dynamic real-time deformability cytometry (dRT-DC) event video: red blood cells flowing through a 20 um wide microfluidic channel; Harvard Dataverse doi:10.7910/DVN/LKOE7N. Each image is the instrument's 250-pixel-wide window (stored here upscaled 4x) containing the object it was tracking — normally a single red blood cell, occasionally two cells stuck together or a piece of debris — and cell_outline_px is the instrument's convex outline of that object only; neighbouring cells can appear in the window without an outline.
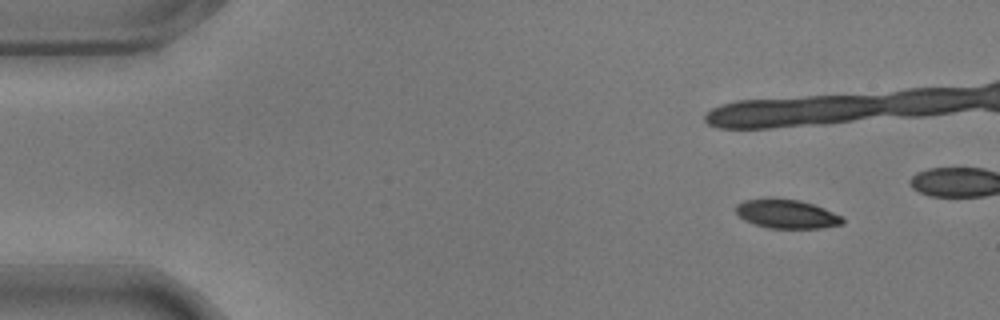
{"species": "common noctule bat (a hibernating species)", "species_latin": "Nyctalus noctula", "temperature_condition": "warm", "stored_images_in_passage": 12, "camera_frame_rate_fps": 3000, "um_per_image_px": 0.085, "animal": {"sex": "male", "body_mass_g": 17.9}, "frame": {"image": 1, "passage_image": 1, "time_ms": 0.0, "image_size_px": [1000, 320], "cell_outline_px": [[844, 224], [824, 228], [768, 228], [744, 220], [736, 212], [736, 204], [744, 200], [772, 196], [800, 200], [824, 208], [840, 216], [844, 220]], "centroid_in_image_um": [66.84, 18.16], "position_along_channel_um": 18.2, "area_um2": 18.26}}